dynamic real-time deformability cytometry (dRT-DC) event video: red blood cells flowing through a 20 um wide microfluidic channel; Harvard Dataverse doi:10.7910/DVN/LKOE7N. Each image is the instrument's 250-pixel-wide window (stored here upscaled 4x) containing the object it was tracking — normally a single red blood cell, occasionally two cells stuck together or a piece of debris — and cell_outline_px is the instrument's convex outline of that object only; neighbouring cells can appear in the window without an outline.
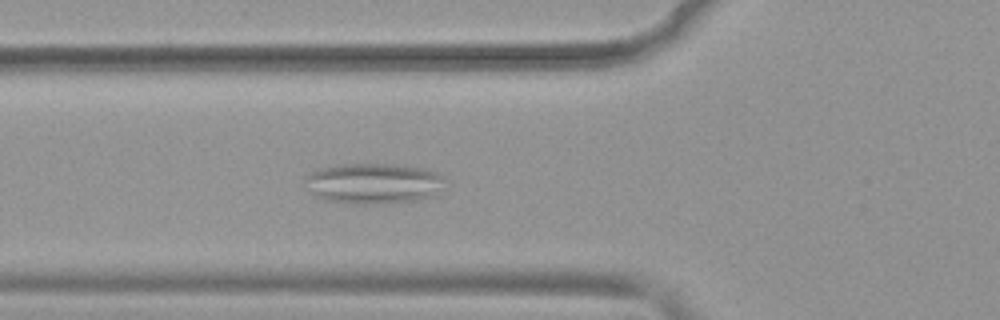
{"species": "common noctule bat (a hibernating species)", "species_latin": "Nyctalus noctula", "temperature_condition": "warm", "stored_images_in_passage": 37, "camera_frame_rate_fps": 3000, "um_per_image_px": 0.085, "animal": {"sex": "female", "body_mass_g": 19.9}, "frame": {"image": 1, "passage_image": 12, "time_ms": 3.667, "image_size_px": [1000, 320], "cell_outline_px": [[440, 180], [428, 196], [412, 200], [392, 204], [356, 204], [324, 200], [312, 192], [304, 180], [304, 176], [316, 168], [336, 164], [396, 164], [424, 168], [436, 172], [440, 176]], "centroid_in_image_um": [31.57, 15.57], "position_along_channel_um": 94.2, "area_um2": 32.54}}
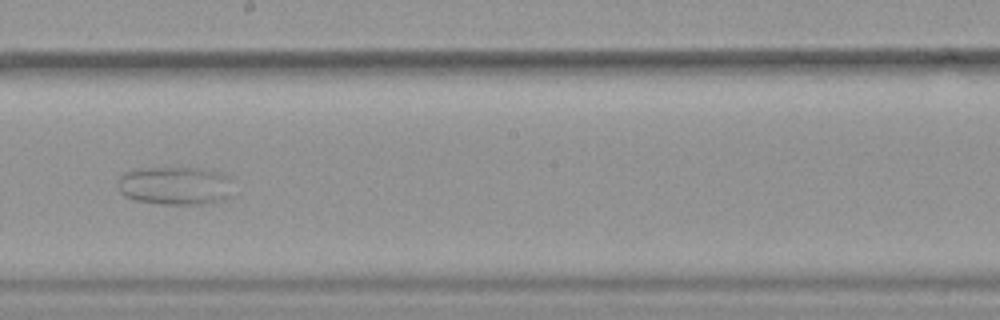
{"frame": {"image": 2, "passage_image": 23, "time_ms": 7.333, "image_size_px": [1000, 320], "cell_outline_px": [[228, 196], [224, 200], [204, 204], [164, 204], [136, 200], [124, 196], [120, 192], [116, 184], [120, 176], [124, 172], [132, 168], [200, 168], [220, 172], [228, 176]], "centroid_in_image_um": [14.79, 15.77], "position_along_channel_um": 233.4, "area_um2": 25.72}}
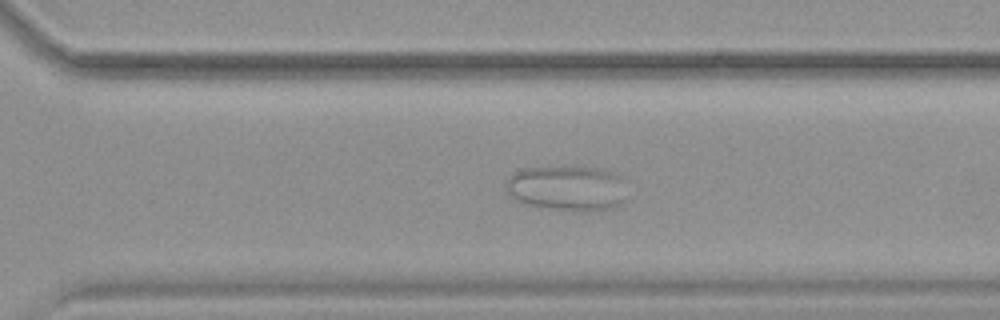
{"frame": {"image": 3, "passage_image": 30, "time_ms": 9.667, "image_size_px": [1000, 320], "cell_outline_px": [[620, 200], [616, 204], [608, 208], [588, 212], [552, 208], [528, 204], [516, 200], [508, 192], [508, 180], [520, 168], [560, 164], [576, 164], [596, 168], [612, 172], [620, 176]], "centroid_in_image_um": [48.11, 15.92], "position_along_channel_um": 322.5, "area_um2": 31.56}}